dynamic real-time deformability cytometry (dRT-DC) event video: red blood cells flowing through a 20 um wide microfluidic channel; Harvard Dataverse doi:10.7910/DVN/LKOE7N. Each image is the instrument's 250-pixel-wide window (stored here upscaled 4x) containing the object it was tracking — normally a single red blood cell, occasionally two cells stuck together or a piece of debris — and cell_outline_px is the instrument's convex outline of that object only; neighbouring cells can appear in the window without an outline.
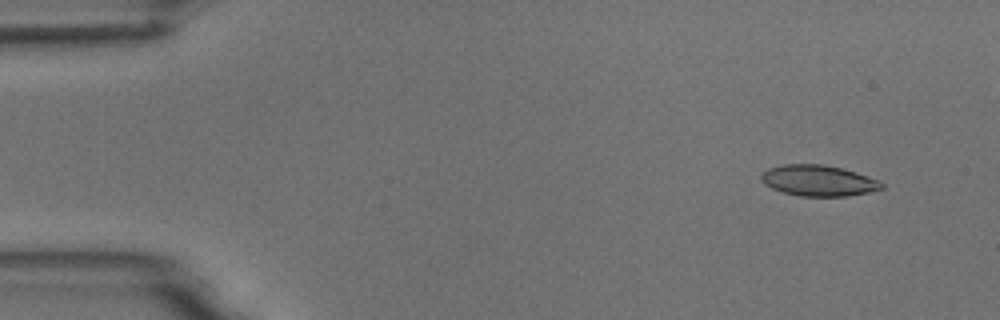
{"species": "common noctule bat (a hibernating species)", "species_latin": "Nyctalus noctula", "temperature_condition": "room temperature", "stored_images_in_passage": 6, "camera_frame_rate_fps": 3000, "um_per_image_px": 0.085, "animal": {"sex": "male", "body_mass_g": 18.8}, "frame": {"image": 1, "passage_image": 2, "time_ms": 1.0, "image_size_px": [1000, 320], "cell_outline_px": [[884, 188], [868, 192], [848, 196], [800, 196], [784, 192], [772, 188], [764, 184], [760, 180], [760, 176], [768, 168], [784, 164], [824, 164], [856, 172], [880, 180], [884, 184]], "centroid_in_image_um": [69.57, 15.35], "position_along_channel_um": 15.4, "area_um2": 21.73}}
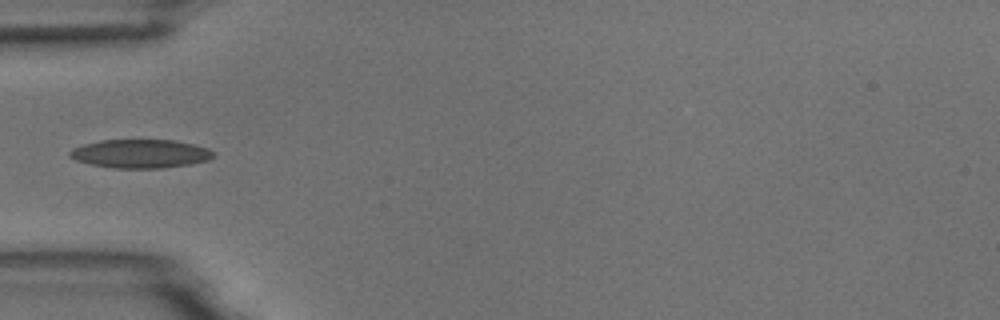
{"frame": {"image": 2, "passage_image": 5, "time_ms": 5.333, "image_size_px": [1000, 320], "cell_outline_px": [[212, 156], [208, 160], [188, 164], [164, 168], [112, 168], [92, 164], [76, 160], [68, 156], [68, 152], [72, 148], [84, 144], [100, 140], [172, 140], [196, 144], [208, 148], [212, 152]], "centroid_in_image_um": [11.9, 13.06], "position_along_channel_um": 73.1, "area_um2": 23.87}}